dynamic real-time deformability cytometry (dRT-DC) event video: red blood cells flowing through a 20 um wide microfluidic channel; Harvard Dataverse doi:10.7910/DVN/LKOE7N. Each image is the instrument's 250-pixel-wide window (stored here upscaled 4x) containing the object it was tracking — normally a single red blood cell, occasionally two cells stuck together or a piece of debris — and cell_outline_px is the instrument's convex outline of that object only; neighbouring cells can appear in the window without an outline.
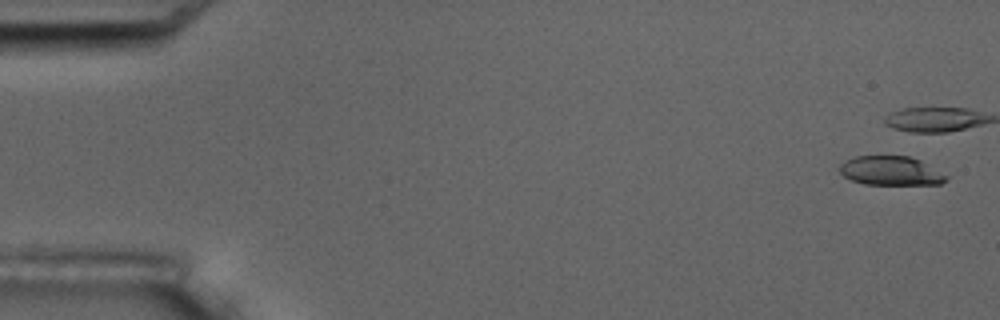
{"species": "common noctule bat (a hibernating species)", "species_latin": "Nyctalus noctula", "temperature_condition": "room temperature", "stored_images_in_passage": 8, "camera_frame_rate_fps": 3000, "um_per_image_px": 0.085, "animal": {"sex": "male", "body_mass_g": 17.5, "forearm_length_mm": 52.3}, "frame": {"image": 1, "passage_image": 1, "time_ms": 0.0, "image_size_px": [1000, 320], "cell_outline_px": [[948, 180], [940, 184], [864, 184], [852, 180], [844, 176], [840, 172], [840, 164], [856, 156], [908, 156], [920, 160], [948, 176]], "centroid_in_image_um": [75.73, 14.52], "position_along_channel_um": 9.3, "area_um2": 17.86}}
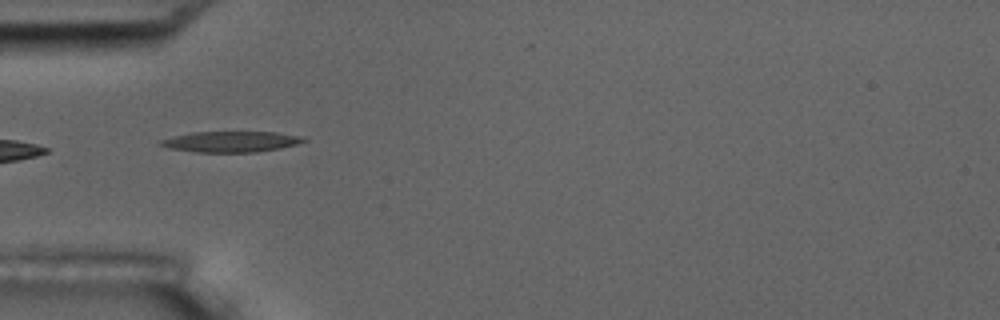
{"frame": {"image": 2, "passage_image": 6, "time_ms": 6.0, "image_size_px": [1000, 320], "cell_outline_px": [[308, 140], [296, 144], [280, 148], [256, 152], [196, 152], [172, 148], [156, 144], [160, 140], [192, 132], [276, 132], [304, 136]], "centroid_in_image_um": [19.68, 12.04], "position_along_channel_um": 65.3, "area_um2": 17.22}}